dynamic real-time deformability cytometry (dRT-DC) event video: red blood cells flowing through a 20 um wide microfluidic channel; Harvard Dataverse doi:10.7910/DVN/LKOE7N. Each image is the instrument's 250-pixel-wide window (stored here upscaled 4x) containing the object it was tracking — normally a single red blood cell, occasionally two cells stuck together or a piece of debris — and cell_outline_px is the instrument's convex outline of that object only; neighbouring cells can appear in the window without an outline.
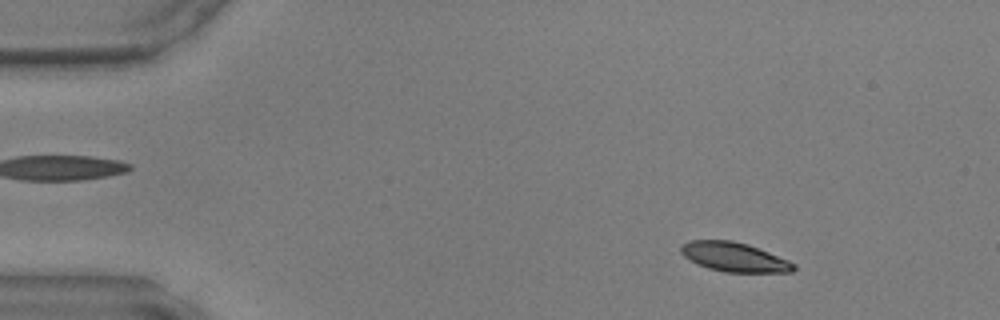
{"species": "common noctule bat (a hibernating species)", "species_latin": "Nyctalus noctula", "temperature_condition": "warm", "stored_images_in_passage": 47, "camera_frame_rate_fps": 3000, "um_per_image_px": 0.085, "animal": {"sex": "male", "body_mass_g": 17.9, "forearm_length_mm": 54.2}, "frame": {"image": 1, "passage_image": 6, "time_ms": 1.667, "image_size_px": [1000, 320], "cell_outline_px": [[796, 268], [792, 272], [724, 272], [708, 268], [684, 256], [680, 252], [680, 244], [688, 240], [732, 240], [748, 244], [788, 260], [796, 264]], "centroid_in_image_um": [62.4, 21.84], "position_along_channel_um": 22.6, "area_um2": 19.19}}
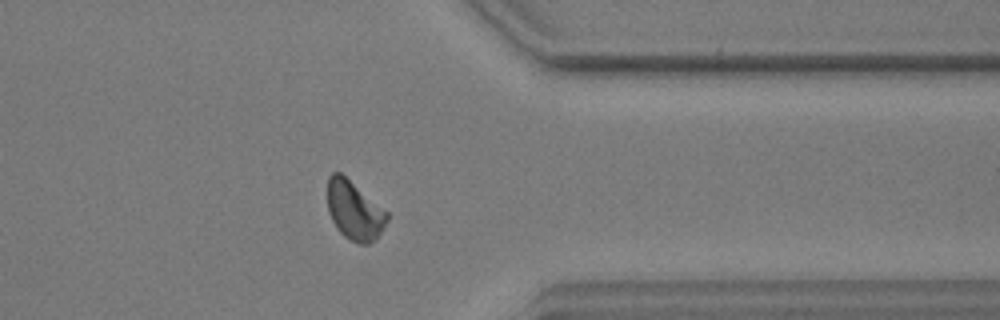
{"frame": {"image": 2, "passage_image": 38, "time_ms": 12.333, "image_size_px": [1000, 320], "cell_outline_px": [[388, 220], [380, 232], [368, 244], [360, 244], [348, 240], [340, 232], [332, 220], [328, 212], [328, 176], [332, 172], [340, 172], [388, 212]], "centroid_in_image_um": [30.1, 17.89], "position_along_channel_um": 381.3, "area_um2": 20.17}}
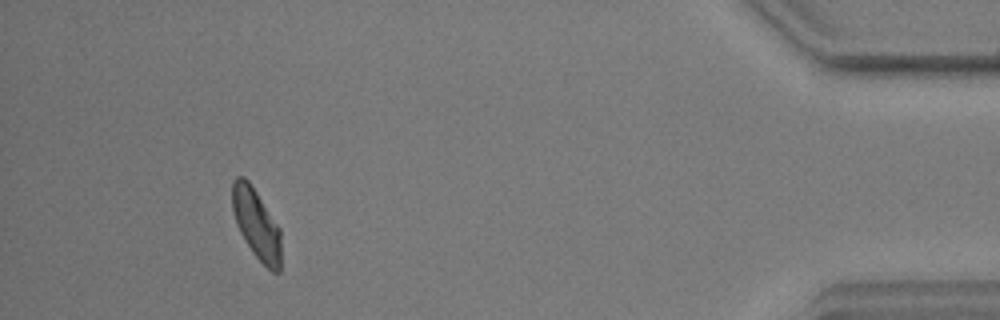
{"frame": {"image": 3, "passage_image": 44, "time_ms": 14.333, "image_size_px": [1000, 320], "cell_outline_px": [[280, 272], [272, 272], [252, 252], [240, 232], [236, 224], [232, 212], [232, 180], [236, 176], [244, 176], [248, 180], [280, 228]], "centroid_in_image_um": [21.77, 19.01], "position_along_channel_um": 413.4, "area_um2": 19.83}}